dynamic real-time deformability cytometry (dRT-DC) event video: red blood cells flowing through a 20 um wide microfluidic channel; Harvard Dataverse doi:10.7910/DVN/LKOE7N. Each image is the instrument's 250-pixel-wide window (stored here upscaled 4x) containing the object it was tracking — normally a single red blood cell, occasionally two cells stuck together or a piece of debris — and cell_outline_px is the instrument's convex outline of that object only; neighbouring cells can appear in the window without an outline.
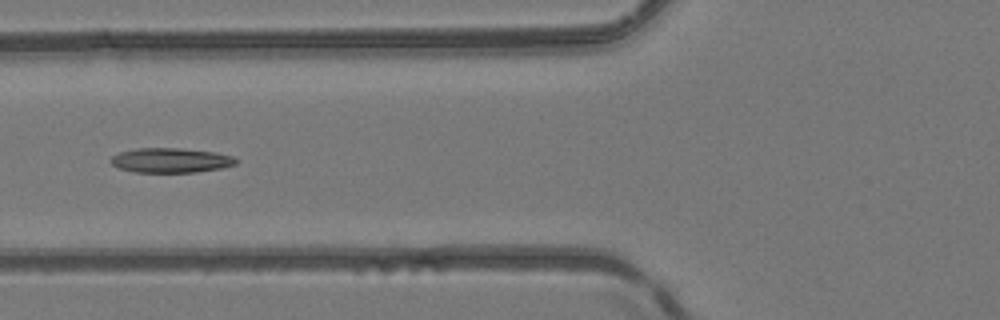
{"species": "common noctule bat (a hibernating species)", "species_latin": "Nyctalus noctula", "temperature_condition": "room temperature", "stored_images_in_passage": 50, "camera_frame_rate_fps": 3000, "um_per_image_px": 0.085, "animal": {"sex": "female", "body_mass_g": 24.6, "forearm_length_mm": 56.2}, "frame": {"image": 1, "passage_image": 20, "time_ms": 6.333, "image_size_px": [1000, 320], "cell_outline_px": [[240, 160], [236, 164], [220, 168], [196, 172], [132, 172], [120, 168], [112, 164], [108, 160], [112, 156], [120, 152], [136, 148], [180, 148], [216, 152], [232, 156]], "centroid_in_image_um": [14.51, 13.62], "position_along_channel_um": 111.3, "area_um2": 18.09}}
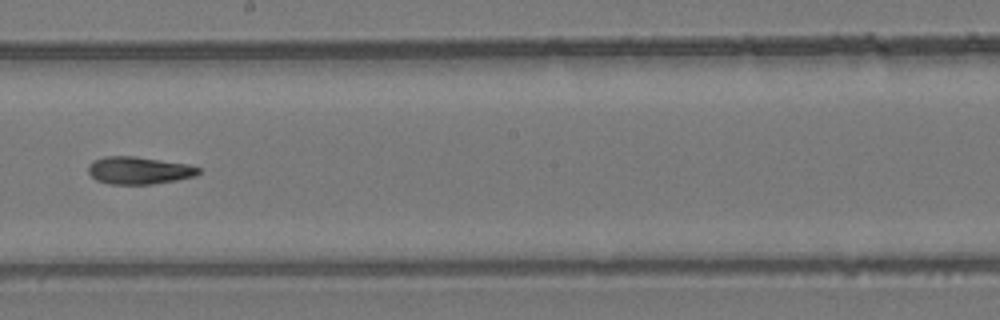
{"frame": {"image": 2, "passage_image": 29, "time_ms": 9.333, "image_size_px": [1000, 320], "cell_outline_px": [[200, 172], [196, 176], [176, 180], [152, 184], [108, 184], [96, 180], [88, 172], [88, 164], [92, 160], [104, 156], [136, 156], [188, 164], [200, 168]], "centroid_in_image_um": [11.78, 14.48], "position_along_channel_um": 236.4, "area_um2": 17.8}}
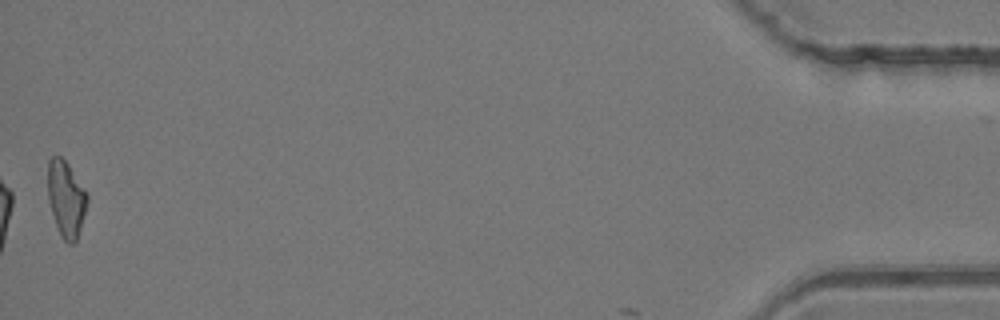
{"frame": {"image": 3, "passage_image": 50, "time_ms": 16.333, "image_size_px": [1000, 320], "cell_outline_px": [[88, 200], [80, 228], [76, 240], [72, 244], [68, 244], [60, 236], [48, 200], [48, 160], [52, 156], [60, 156], [68, 164], [88, 192]], "centroid_in_image_um": [5.62, 16.88], "position_along_channel_um": 429.6, "area_um2": 17.4}, "authors_computed_cell_mechanics": {"area_um2": 18.0336, "velocity_mm_per_s": 4.1652, "shape_relaxation_time_tau1_ms": 7.2518, "shape_relaxation_time_tau2_ms": 7.5147, "deformation_change_tau1": 0.2007, "deformation_change_tau2": 0.1683}}